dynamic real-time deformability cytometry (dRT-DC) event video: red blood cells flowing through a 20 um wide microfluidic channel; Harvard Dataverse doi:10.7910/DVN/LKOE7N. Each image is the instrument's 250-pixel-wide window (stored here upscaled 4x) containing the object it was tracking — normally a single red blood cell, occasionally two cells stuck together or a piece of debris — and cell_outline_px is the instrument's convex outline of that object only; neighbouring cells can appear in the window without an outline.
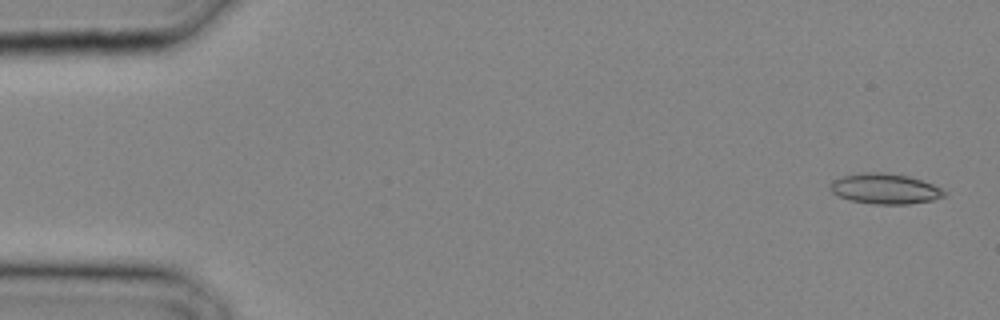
{"species": "common noctule bat (a hibernating species)", "species_latin": "Nyctalus noctula", "temperature_condition": "cold", "stored_images_in_passage": 27, "camera_frame_rate_fps": 3000, "um_per_image_px": 0.085, "animal": {"sex": "male", "body_mass_g": 20.4}, "frame": {"image": 1, "passage_image": 1, "time_ms": 0.0, "image_size_px": [1000, 320], "cell_outline_px": [[948, 192], [944, 196], [932, 200], [908, 204], [876, 204], [852, 200], [840, 196], [832, 192], [828, 188], [832, 180], [844, 176], [864, 172], [880, 172], [908, 176], [932, 184]], "centroid_in_image_um": [75.22, 16.04], "position_along_channel_um": 9.8, "area_um2": 19.94}}
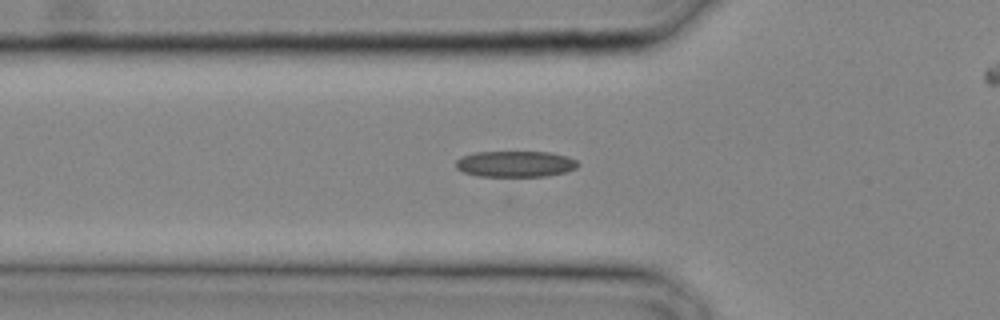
{"frame": {"image": 2, "passage_image": 10, "time_ms": 3.0, "image_size_px": [1000, 320], "cell_outline_px": [[580, 164], [576, 168], [564, 172], [544, 176], [476, 176], [464, 172], [456, 168], [456, 160], [460, 156], [476, 152], [548, 152], [568, 156], [576, 160]], "centroid_in_image_um": [43.79, 13.93], "position_along_channel_um": 82.0, "area_um2": 18.55}}
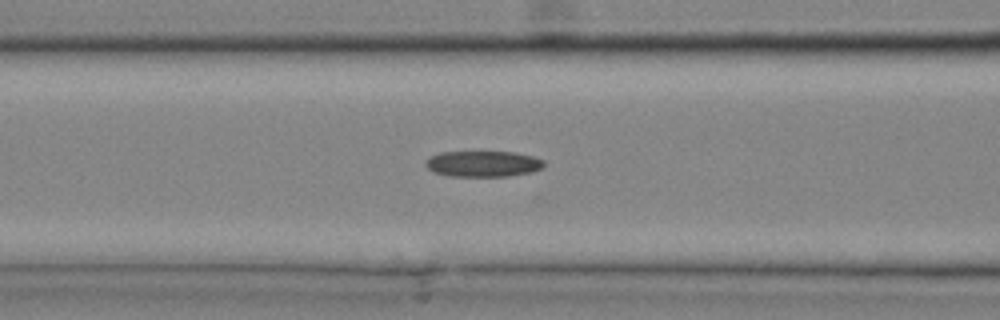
{"frame": {"image": 3, "passage_image": 12, "time_ms": 3.667, "image_size_px": [1000, 320], "cell_outline_px": [[544, 168], [532, 172], [508, 176], [448, 176], [432, 172], [424, 164], [432, 156], [440, 152], [516, 152], [532, 156], [544, 160]], "centroid_in_image_um": [41.08, 13.93], "position_along_channel_um": 125.5, "area_um2": 17.92}}